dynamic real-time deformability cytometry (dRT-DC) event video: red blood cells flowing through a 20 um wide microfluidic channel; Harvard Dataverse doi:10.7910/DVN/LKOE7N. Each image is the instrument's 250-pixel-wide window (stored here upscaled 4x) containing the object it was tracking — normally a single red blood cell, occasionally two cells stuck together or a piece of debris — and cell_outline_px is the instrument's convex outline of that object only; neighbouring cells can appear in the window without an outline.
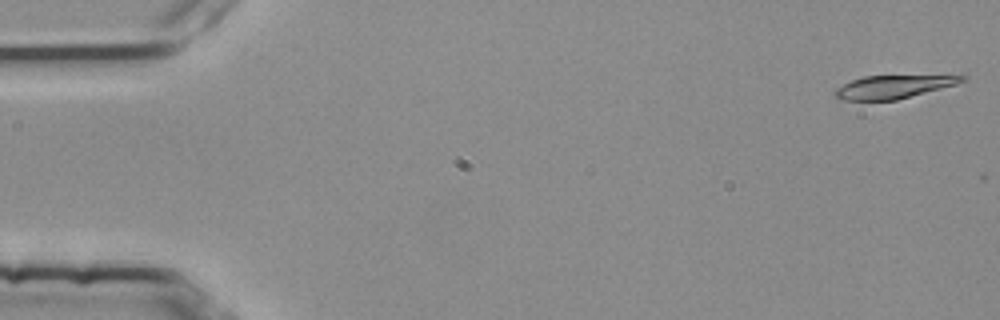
{"species": "common noctule bat (a hibernating species)", "species_latin": "Nyctalus noctula", "temperature_condition": "room temperature", "stored_images_in_passage": 4, "camera_frame_rate_fps": 3000, "um_per_image_px": 0.085, "animal": {"sex": "female", "body_mass_g": 25.1}, "frame": {"image": 1, "passage_image": 1, "time_ms": 0.0, "image_size_px": [1000, 320], "cell_outline_px": [[968, 76], [964, 80], [940, 88], [896, 100], [836, 100], [832, 92], [836, 88], [852, 80], [864, 76]], "centroid_in_image_um": [75.77, 7.39], "position_along_channel_um": 9.2, "area_um2": 16.65}}
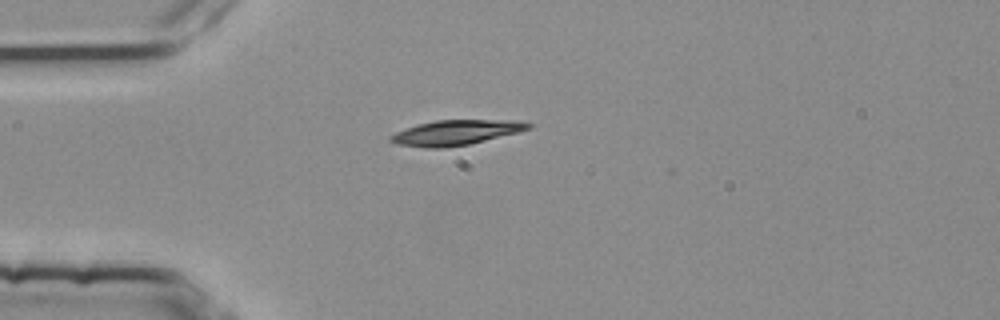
{"frame": {"image": 2, "passage_image": 4, "time_ms": 1.0, "image_size_px": [1000, 320], "cell_outline_px": [[532, 128], [520, 132], [468, 144], [440, 148], [428, 148], [396, 144], [388, 140], [388, 136], [396, 132], [416, 124], [436, 120], [512, 120], [532, 124]], "centroid_in_image_um": [38.72, 11.26], "position_along_channel_um": 46.3, "area_um2": 20.06}}